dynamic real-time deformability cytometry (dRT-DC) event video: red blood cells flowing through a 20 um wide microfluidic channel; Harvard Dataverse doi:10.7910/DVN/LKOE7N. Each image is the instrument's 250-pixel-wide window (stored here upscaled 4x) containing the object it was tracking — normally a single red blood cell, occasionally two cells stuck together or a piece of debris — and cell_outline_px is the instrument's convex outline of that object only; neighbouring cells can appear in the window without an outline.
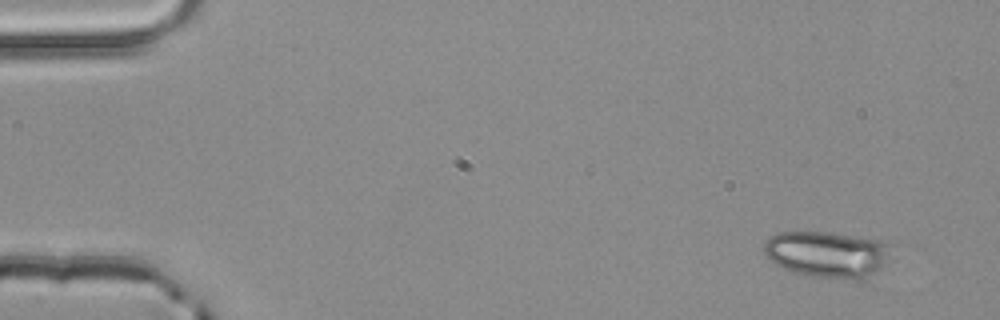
{"species": "common noctule bat (a hibernating species)", "species_latin": "Nyctalus noctula", "temperature_condition": "room temperature", "stored_images_in_passage": 5, "camera_frame_rate_fps": 3000, "um_per_image_px": 0.085, "animal": {"sex": "male", "body_mass_g": 20.4}, "frame": {"image": 1, "passage_image": 1, "time_ms": 0.0, "image_size_px": [1000, 320], "cell_outline_px": [[884, 260], [868, 280], [844, 280], [812, 276], [792, 272], [776, 264], [764, 252], [764, 240], [768, 236], [776, 232], [828, 232], [876, 240], [884, 244]], "centroid_in_image_um": [70.17, 21.63], "position_along_channel_um": 14.8, "area_um2": 33.58}}
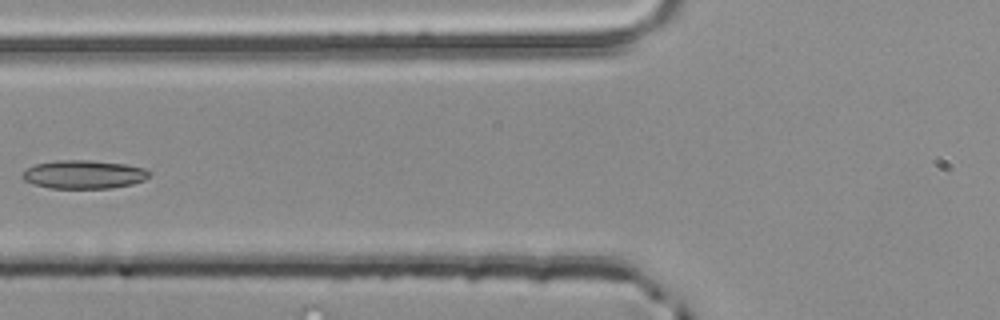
{"frame": {"image": 2, "passage_image": 5, "time_ms": 1.333, "image_size_px": [1000, 320], "cell_outline_px": [[152, 172], [144, 180], [132, 184], [108, 188], [48, 188], [32, 184], [24, 180], [20, 176], [28, 168], [36, 164], [56, 160], [92, 160], [124, 164], [144, 168]], "centroid_in_image_um": [7.11, 14.82], "position_along_channel_um": 118.7, "area_um2": 21.04}}